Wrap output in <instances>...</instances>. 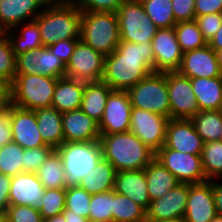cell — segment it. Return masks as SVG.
Returning a JSON list of instances; mask_svg holds the SVG:
<instances>
[{"label":"cell","mask_w":222,"mask_h":222,"mask_svg":"<svg viewBox=\"0 0 222 222\" xmlns=\"http://www.w3.org/2000/svg\"><path fill=\"white\" fill-rule=\"evenodd\" d=\"M35 117L39 133L47 145L56 149L64 143L62 113L54 107L38 108L35 110Z\"/></svg>","instance_id":"obj_27"},{"label":"cell","mask_w":222,"mask_h":222,"mask_svg":"<svg viewBox=\"0 0 222 222\" xmlns=\"http://www.w3.org/2000/svg\"><path fill=\"white\" fill-rule=\"evenodd\" d=\"M102 156L116 172L145 169L155 158L151 151L132 132L101 135Z\"/></svg>","instance_id":"obj_3"},{"label":"cell","mask_w":222,"mask_h":222,"mask_svg":"<svg viewBox=\"0 0 222 222\" xmlns=\"http://www.w3.org/2000/svg\"><path fill=\"white\" fill-rule=\"evenodd\" d=\"M113 190L118 194L129 197L147 211L151 201L148 194L145 169L116 172Z\"/></svg>","instance_id":"obj_24"},{"label":"cell","mask_w":222,"mask_h":222,"mask_svg":"<svg viewBox=\"0 0 222 222\" xmlns=\"http://www.w3.org/2000/svg\"><path fill=\"white\" fill-rule=\"evenodd\" d=\"M80 39L95 51L111 54L120 42L116 12H82Z\"/></svg>","instance_id":"obj_4"},{"label":"cell","mask_w":222,"mask_h":222,"mask_svg":"<svg viewBox=\"0 0 222 222\" xmlns=\"http://www.w3.org/2000/svg\"><path fill=\"white\" fill-rule=\"evenodd\" d=\"M151 44L155 56L154 72L165 73L179 70L183 52L177 41L174 27L158 29Z\"/></svg>","instance_id":"obj_16"},{"label":"cell","mask_w":222,"mask_h":222,"mask_svg":"<svg viewBox=\"0 0 222 222\" xmlns=\"http://www.w3.org/2000/svg\"><path fill=\"white\" fill-rule=\"evenodd\" d=\"M12 177L0 173V214L4 215L10 206L9 193Z\"/></svg>","instance_id":"obj_50"},{"label":"cell","mask_w":222,"mask_h":222,"mask_svg":"<svg viewBox=\"0 0 222 222\" xmlns=\"http://www.w3.org/2000/svg\"><path fill=\"white\" fill-rule=\"evenodd\" d=\"M113 190L92 194L89 208L90 222H112Z\"/></svg>","instance_id":"obj_39"},{"label":"cell","mask_w":222,"mask_h":222,"mask_svg":"<svg viewBox=\"0 0 222 222\" xmlns=\"http://www.w3.org/2000/svg\"><path fill=\"white\" fill-rule=\"evenodd\" d=\"M64 142L99 141V123L80 108L62 113Z\"/></svg>","instance_id":"obj_23"},{"label":"cell","mask_w":222,"mask_h":222,"mask_svg":"<svg viewBox=\"0 0 222 222\" xmlns=\"http://www.w3.org/2000/svg\"><path fill=\"white\" fill-rule=\"evenodd\" d=\"M50 1H70V0H50Z\"/></svg>","instance_id":"obj_60"},{"label":"cell","mask_w":222,"mask_h":222,"mask_svg":"<svg viewBox=\"0 0 222 222\" xmlns=\"http://www.w3.org/2000/svg\"><path fill=\"white\" fill-rule=\"evenodd\" d=\"M112 222H147L146 211L129 197L113 190Z\"/></svg>","instance_id":"obj_34"},{"label":"cell","mask_w":222,"mask_h":222,"mask_svg":"<svg viewBox=\"0 0 222 222\" xmlns=\"http://www.w3.org/2000/svg\"><path fill=\"white\" fill-rule=\"evenodd\" d=\"M66 222H90L88 218L79 216L77 214H70V210L65 209L62 212Z\"/></svg>","instance_id":"obj_55"},{"label":"cell","mask_w":222,"mask_h":222,"mask_svg":"<svg viewBox=\"0 0 222 222\" xmlns=\"http://www.w3.org/2000/svg\"><path fill=\"white\" fill-rule=\"evenodd\" d=\"M201 160L207 181L222 178V142L204 143Z\"/></svg>","instance_id":"obj_36"},{"label":"cell","mask_w":222,"mask_h":222,"mask_svg":"<svg viewBox=\"0 0 222 222\" xmlns=\"http://www.w3.org/2000/svg\"><path fill=\"white\" fill-rule=\"evenodd\" d=\"M167 89L170 119H191L200 111L189 77L167 72Z\"/></svg>","instance_id":"obj_12"},{"label":"cell","mask_w":222,"mask_h":222,"mask_svg":"<svg viewBox=\"0 0 222 222\" xmlns=\"http://www.w3.org/2000/svg\"><path fill=\"white\" fill-rule=\"evenodd\" d=\"M146 15L159 28H171L177 23L174 18L171 0H140Z\"/></svg>","instance_id":"obj_37"},{"label":"cell","mask_w":222,"mask_h":222,"mask_svg":"<svg viewBox=\"0 0 222 222\" xmlns=\"http://www.w3.org/2000/svg\"><path fill=\"white\" fill-rule=\"evenodd\" d=\"M66 188L45 189L41 198L42 207L39 209L42 218L52 217L61 214L65 210Z\"/></svg>","instance_id":"obj_42"},{"label":"cell","mask_w":222,"mask_h":222,"mask_svg":"<svg viewBox=\"0 0 222 222\" xmlns=\"http://www.w3.org/2000/svg\"><path fill=\"white\" fill-rule=\"evenodd\" d=\"M0 222H8L7 219L4 216L0 217Z\"/></svg>","instance_id":"obj_59"},{"label":"cell","mask_w":222,"mask_h":222,"mask_svg":"<svg viewBox=\"0 0 222 222\" xmlns=\"http://www.w3.org/2000/svg\"><path fill=\"white\" fill-rule=\"evenodd\" d=\"M80 39H66V40H59L57 43L53 45H49L48 48L50 51L59 57V59L63 62L66 66L72 56L76 43Z\"/></svg>","instance_id":"obj_48"},{"label":"cell","mask_w":222,"mask_h":222,"mask_svg":"<svg viewBox=\"0 0 222 222\" xmlns=\"http://www.w3.org/2000/svg\"><path fill=\"white\" fill-rule=\"evenodd\" d=\"M190 120L204 143L219 141L222 133L220 110L199 111Z\"/></svg>","instance_id":"obj_33"},{"label":"cell","mask_w":222,"mask_h":222,"mask_svg":"<svg viewBox=\"0 0 222 222\" xmlns=\"http://www.w3.org/2000/svg\"><path fill=\"white\" fill-rule=\"evenodd\" d=\"M204 142L190 119H169L163 147L184 154L201 155Z\"/></svg>","instance_id":"obj_18"},{"label":"cell","mask_w":222,"mask_h":222,"mask_svg":"<svg viewBox=\"0 0 222 222\" xmlns=\"http://www.w3.org/2000/svg\"><path fill=\"white\" fill-rule=\"evenodd\" d=\"M36 174L45 189L67 188L63 162L56 149L50 153Z\"/></svg>","instance_id":"obj_32"},{"label":"cell","mask_w":222,"mask_h":222,"mask_svg":"<svg viewBox=\"0 0 222 222\" xmlns=\"http://www.w3.org/2000/svg\"><path fill=\"white\" fill-rule=\"evenodd\" d=\"M16 75V56L9 38L0 32V80L11 85Z\"/></svg>","instance_id":"obj_40"},{"label":"cell","mask_w":222,"mask_h":222,"mask_svg":"<svg viewBox=\"0 0 222 222\" xmlns=\"http://www.w3.org/2000/svg\"><path fill=\"white\" fill-rule=\"evenodd\" d=\"M189 194V183H179L161 198L153 200L146 211L147 222H182Z\"/></svg>","instance_id":"obj_13"},{"label":"cell","mask_w":222,"mask_h":222,"mask_svg":"<svg viewBox=\"0 0 222 222\" xmlns=\"http://www.w3.org/2000/svg\"><path fill=\"white\" fill-rule=\"evenodd\" d=\"M195 21L207 42L222 26V13L206 14L195 17Z\"/></svg>","instance_id":"obj_46"},{"label":"cell","mask_w":222,"mask_h":222,"mask_svg":"<svg viewBox=\"0 0 222 222\" xmlns=\"http://www.w3.org/2000/svg\"><path fill=\"white\" fill-rule=\"evenodd\" d=\"M53 150L54 148L49 145L24 149L23 172L36 173Z\"/></svg>","instance_id":"obj_43"},{"label":"cell","mask_w":222,"mask_h":222,"mask_svg":"<svg viewBox=\"0 0 222 222\" xmlns=\"http://www.w3.org/2000/svg\"><path fill=\"white\" fill-rule=\"evenodd\" d=\"M208 45L213 50L222 49V26L215 35L208 41Z\"/></svg>","instance_id":"obj_54"},{"label":"cell","mask_w":222,"mask_h":222,"mask_svg":"<svg viewBox=\"0 0 222 222\" xmlns=\"http://www.w3.org/2000/svg\"><path fill=\"white\" fill-rule=\"evenodd\" d=\"M50 0H1L0 32L34 20ZM41 8V9H40Z\"/></svg>","instance_id":"obj_20"},{"label":"cell","mask_w":222,"mask_h":222,"mask_svg":"<svg viewBox=\"0 0 222 222\" xmlns=\"http://www.w3.org/2000/svg\"><path fill=\"white\" fill-rule=\"evenodd\" d=\"M131 109L128 91L113 90L109 94L103 117L99 122L100 134L129 132Z\"/></svg>","instance_id":"obj_15"},{"label":"cell","mask_w":222,"mask_h":222,"mask_svg":"<svg viewBox=\"0 0 222 222\" xmlns=\"http://www.w3.org/2000/svg\"><path fill=\"white\" fill-rule=\"evenodd\" d=\"M42 222H66V221L64 219L63 214L61 213L52 217L45 218L43 219Z\"/></svg>","instance_id":"obj_56"},{"label":"cell","mask_w":222,"mask_h":222,"mask_svg":"<svg viewBox=\"0 0 222 222\" xmlns=\"http://www.w3.org/2000/svg\"><path fill=\"white\" fill-rule=\"evenodd\" d=\"M85 83V81L66 76L58 78L51 107H54L60 113L79 109L82 103Z\"/></svg>","instance_id":"obj_25"},{"label":"cell","mask_w":222,"mask_h":222,"mask_svg":"<svg viewBox=\"0 0 222 222\" xmlns=\"http://www.w3.org/2000/svg\"><path fill=\"white\" fill-rule=\"evenodd\" d=\"M216 215L212 181L189 184L188 201L182 222H211Z\"/></svg>","instance_id":"obj_19"},{"label":"cell","mask_w":222,"mask_h":222,"mask_svg":"<svg viewBox=\"0 0 222 222\" xmlns=\"http://www.w3.org/2000/svg\"><path fill=\"white\" fill-rule=\"evenodd\" d=\"M113 90L103 81L86 82L80 109L96 122H100L109 94Z\"/></svg>","instance_id":"obj_28"},{"label":"cell","mask_w":222,"mask_h":222,"mask_svg":"<svg viewBox=\"0 0 222 222\" xmlns=\"http://www.w3.org/2000/svg\"><path fill=\"white\" fill-rule=\"evenodd\" d=\"M45 188L36 173L22 172L12 177L9 201L10 205H27L39 210Z\"/></svg>","instance_id":"obj_22"},{"label":"cell","mask_w":222,"mask_h":222,"mask_svg":"<svg viewBox=\"0 0 222 222\" xmlns=\"http://www.w3.org/2000/svg\"><path fill=\"white\" fill-rule=\"evenodd\" d=\"M212 192L214 195V202L217 214L222 215V183L212 180Z\"/></svg>","instance_id":"obj_53"},{"label":"cell","mask_w":222,"mask_h":222,"mask_svg":"<svg viewBox=\"0 0 222 222\" xmlns=\"http://www.w3.org/2000/svg\"><path fill=\"white\" fill-rule=\"evenodd\" d=\"M155 56L151 42L120 41L105 57L102 80L112 90L128 91L154 72Z\"/></svg>","instance_id":"obj_1"},{"label":"cell","mask_w":222,"mask_h":222,"mask_svg":"<svg viewBox=\"0 0 222 222\" xmlns=\"http://www.w3.org/2000/svg\"><path fill=\"white\" fill-rule=\"evenodd\" d=\"M178 72L189 78L222 76L215 51L208 44L184 52Z\"/></svg>","instance_id":"obj_21"},{"label":"cell","mask_w":222,"mask_h":222,"mask_svg":"<svg viewBox=\"0 0 222 222\" xmlns=\"http://www.w3.org/2000/svg\"><path fill=\"white\" fill-rule=\"evenodd\" d=\"M168 120L160 114L132 107L130 132L156 154L164 146Z\"/></svg>","instance_id":"obj_10"},{"label":"cell","mask_w":222,"mask_h":222,"mask_svg":"<svg viewBox=\"0 0 222 222\" xmlns=\"http://www.w3.org/2000/svg\"><path fill=\"white\" fill-rule=\"evenodd\" d=\"M10 104V85L0 80V113L7 110Z\"/></svg>","instance_id":"obj_52"},{"label":"cell","mask_w":222,"mask_h":222,"mask_svg":"<svg viewBox=\"0 0 222 222\" xmlns=\"http://www.w3.org/2000/svg\"><path fill=\"white\" fill-rule=\"evenodd\" d=\"M91 197L92 195L79 185L68 186L66 188L65 209L70 210V214L88 218Z\"/></svg>","instance_id":"obj_41"},{"label":"cell","mask_w":222,"mask_h":222,"mask_svg":"<svg viewBox=\"0 0 222 222\" xmlns=\"http://www.w3.org/2000/svg\"><path fill=\"white\" fill-rule=\"evenodd\" d=\"M24 149L11 141L0 147V173L13 177L23 172Z\"/></svg>","instance_id":"obj_38"},{"label":"cell","mask_w":222,"mask_h":222,"mask_svg":"<svg viewBox=\"0 0 222 222\" xmlns=\"http://www.w3.org/2000/svg\"><path fill=\"white\" fill-rule=\"evenodd\" d=\"M82 12H117L124 0H70Z\"/></svg>","instance_id":"obj_45"},{"label":"cell","mask_w":222,"mask_h":222,"mask_svg":"<svg viewBox=\"0 0 222 222\" xmlns=\"http://www.w3.org/2000/svg\"><path fill=\"white\" fill-rule=\"evenodd\" d=\"M116 170L103 157L96 167L81 180L79 186L89 194H98L114 189Z\"/></svg>","instance_id":"obj_31"},{"label":"cell","mask_w":222,"mask_h":222,"mask_svg":"<svg viewBox=\"0 0 222 222\" xmlns=\"http://www.w3.org/2000/svg\"><path fill=\"white\" fill-rule=\"evenodd\" d=\"M177 41L180 45L181 51L187 52L202 48L208 44L203 37L195 19L190 21L177 22L174 26Z\"/></svg>","instance_id":"obj_35"},{"label":"cell","mask_w":222,"mask_h":222,"mask_svg":"<svg viewBox=\"0 0 222 222\" xmlns=\"http://www.w3.org/2000/svg\"><path fill=\"white\" fill-rule=\"evenodd\" d=\"M13 141L9 112L6 110L0 113V147Z\"/></svg>","instance_id":"obj_51"},{"label":"cell","mask_w":222,"mask_h":222,"mask_svg":"<svg viewBox=\"0 0 222 222\" xmlns=\"http://www.w3.org/2000/svg\"><path fill=\"white\" fill-rule=\"evenodd\" d=\"M66 66L46 46L16 56V74L65 77Z\"/></svg>","instance_id":"obj_14"},{"label":"cell","mask_w":222,"mask_h":222,"mask_svg":"<svg viewBox=\"0 0 222 222\" xmlns=\"http://www.w3.org/2000/svg\"><path fill=\"white\" fill-rule=\"evenodd\" d=\"M105 57L80 39L66 65L65 76L85 82L101 81Z\"/></svg>","instance_id":"obj_9"},{"label":"cell","mask_w":222,"mask_h":222,"mask_svg":"<svg viewBox=\"0 0 222 222\" xmlns=\"http://www.w3.org/2000/svg\"><path fill=\"white\" fill-rule=\"evenodd\" d=\"M219 141H220V142H222V133H221V136H220V139H219Z\"/></svg>","instance_id":"obj_61"},{"label":"cell","mask_w":222,"mask_h":222,"mask_svg":"<svg viewBox=\"0 0 222 222\" xmlns=\"http://www.w3.org/2000/svg\"><path fill=\"white\" fill-rule=\"evenodd\" d=\"M9 120L11 122L12 138L23 149H33L47 144L39 133L35 110H28L9 104Z\"/></svg>","instance_id":"obj_17"},{"label":"cell","mask_w":222,"mask_h":222,"mask_svg":"<svg viewBox=\"0 0 222 222\" xmlns=\"http://www.w3.org/2000/svg\"><path fill=\"white\" fill-rule=\"evenodd\" d=\"M214 51H215V54H216V57L218 60L220 70L222 72V49H218V50H214Z\"/></svg>","instance_id":"obj_57"},{"label":"cell","mask_w":222,"mask_h":222,"mask_svg":"<svg viewBox=\"0 0 222 222\" xmlns=\"http://www.w3.org/2000/svg\"><path fill=\"white\" fill-rule=\"evenodd\" d=\"M155 158L171 172L180 183L199 184L206 182L201 155L184 154L162 147Z\"/></svg>","instance_id":"obj_11"},{"label":"cell","mask_w":222,"mask_h":222,"mask_svg":"<svg viewBox=\"0 0 222 222\" xmlns=\"http://www.w3.org/2000/svg\"><path fill=\"white\" fill-rule=\"evenodd\" d=\"M176 22L195 19V0H171Z\"/></svg>","instance_id":"obj_47"},{"label":"cell","mask_w":222,"mask_h":222,"mask_svg":"<svg viewBox=\"0 0 222 222\" xmlns=\"http://www.w3.org/2000/svg\"><path fill=\"white\" fill-rule=\"evenodd\" d=\"M57 80L41 74H16L10 85V103L28 110L51 107Z\"/></svg>","instance_id":"obj_5"},{"label":"cell","mask_w":222,"mask_h":222,"mask_svg":"<svg viewBox=\"0 0 222 222\" xmlns=\"http://www.w3.org/2000/svg\"><path fill=\"white\" fill-rule=\"evenodd\" d=\"M20 26L22 27V30L19 28ZM16 30H18L19 36L16 34ZM4 33L10 40L15 56H18L29 50H35L43 47L39 26L35 20L27 21L17 25L13 29L6 30Z\"/></svg>","instance_id":"obj_30"},{"label":"cell","mask_w":222,"mask_h":222,"mask_svg":"<svg viewBox=\"0 0 222 222\" xmlns=\"http://www.w3.org/2000/svg\"><path fill=\"white\" fill-rule=\"evenodd\" d=\"M211 222H222V215L217 214Z\"/></svg>","instance_id":"obj_58"},{"label":"cell","mask_w":222,"mask_h":222,"mask_svg":"<svg viewBox=\"0 0 222 222\" xmlns=\"http://www.w3.org/2000/svg\"><path fill=\"white\" fill-rule=\"evenodd\" d=\"M34 20L38 23L43 46L59 40L80 39L81 10L71 1H50Z\"/></svg>","instance_id":"obj_2"},{"label":"cell","mask_w":222,"mask_h":222,"mask_svg":"<svg viewBox=\"0 0 222 222\" xmlns=\"http://www.w3.org/2000/svg\"><path fill=\"white\" fill-rule=\"evenodd\" d=\"M116 14L120 41L131 43L151 42L159 29L146 15L140 0H124Z\"/></svg>","instance_id":"obj_8"},{"label":"cell","mask_w":222,"mask_h":222,"mask_svg":"<svg viewBox=\"0 0 222 222\" xmlns=\"http://www.w3.org/2000/svg\"><path fill=\"white\" fill-rule=\"evenodd\" d=\"M132 107L170 119L167 72H152L128 90Z\"/></svg>","instance_id":"obj_7"},{"label":"cell","mask_w":222,"mask_h":222,"mask_svg":"<svg viewBox=\"0 0 222 222\" xmlns=\"http://www.w3.org/2000/svg\"><path fill=\"white\" fill-rule=\"evenodd\" d=\"M200 111L220 110L222 106V76L190 78Z\"/></svg>","instance_id":"obj_26"},{"label":"cell","mask_w":222,"mask_h":222,"mask_svg":"<svg viewBox=\"0 0 222 222\" xmlns=\"http://www.w3.org/2000/svg\"><path fill=\"white\" fill-rule=\"evenodd\" d=\"M8 222H42L39 210L27 205H10L3 215Z\"/></svg>","instance_id":"obj_44"},{"label":"cell","mask_w":222,"mask_h":222,"mask_svg":"<svg viewBox=\"0 0 222 222\" xmlns=\"http://www.w3.org/2000/svg\"><path fill=\"white\" fill-rule=\"evenodd\" d=\"M222 13V0H195V16Z\"/></svg>","instance_id":"obj_49"},{"label":"cell","mask_w":222,"mask_h":222,"mask_svg":"<svg viewBox=\"0 0 222 222\" xmlns=\"http://www.w3.org/2000/svg\"><path fill=\"white\" fill-rule=\"evenodd\" d=\"M145 176L150 201L161 198L180 183L156 158L146 166Z\"/></svg>","instance_id":"obj_29"},{"label":"cell","mask_w":222,"mask_h":222,"mask_svg":"<svg viewBox=\"0 0 222 222\" xmlns=\"http://www.w3.org/2000/svg\"><path fill=\"white\" fill-rule=\"evenodd\" d=\"M56 150L63 162L67 187L79 185L103 157L100 141L64 142Z\"/></svg>","instance_id":"obj_6"}]
</instances>
